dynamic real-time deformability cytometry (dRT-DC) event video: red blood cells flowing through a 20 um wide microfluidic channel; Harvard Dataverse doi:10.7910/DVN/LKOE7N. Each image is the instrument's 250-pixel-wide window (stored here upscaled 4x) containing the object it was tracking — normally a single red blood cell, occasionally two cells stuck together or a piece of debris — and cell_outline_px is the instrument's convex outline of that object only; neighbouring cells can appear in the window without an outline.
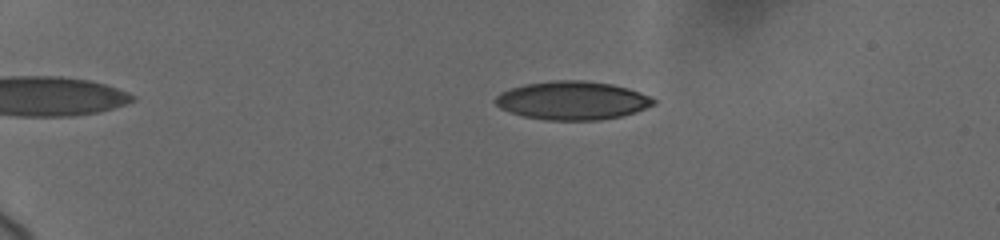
{"species": "human", "species_latin": "Homo sapiens", "temperature_condition": "cold", "stored_images_in_passage": 31, "camera_frame_rate_fps": 3000, "um_per_image_px": 0.085, "donor": {"sex": "female"}, "frame": {"image": 1, "passage_image": 6, "time_ms": 2.0, "image_size_px": [1000, 240], "cell_outline_px": [[656, 104], [636, 112], [620, 116], [600, 120], [544, 120], [524, 116], [500, 108], [492, 100], [500, 92], [524, 84], [556, 80], [584, 80], [612, 84], [628, 88], [652, 96], [656, 100]], "centroid_in_image_um": [48.67, 8.54], "position_along_channel_um": 36.3, "area_um2": 35.6}}
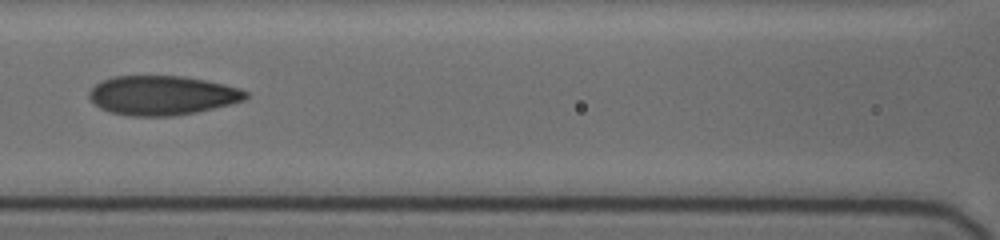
{"frame": {"image": 2, "passage_image": 20, "time_ms": 7.333, "image_size_px": [1000, 240], "cell_outline_px": [[248, 96], [244, 100], [232, 104], [196, 112], [172, 116], [132, 116], [108, 112], [100, 108], [88, 96], [88, 92], [96, 84], [112, 76], [180, 76], [204, 80], [224, 84], [240, 88], [248, 92]], "centroid_in_image_um": [13.79, 8.11], "position_along_channel_um": 152.8, "area_um2": 35.84}}
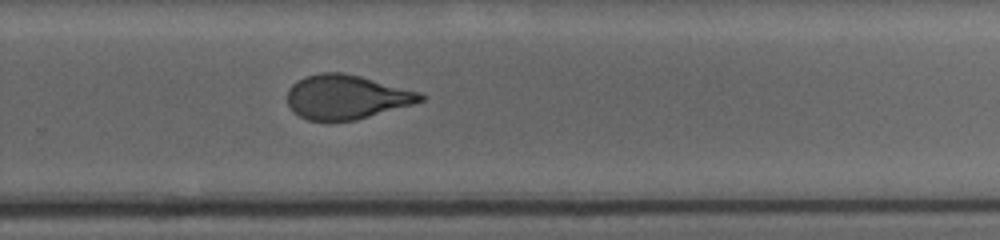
{"frame": {"image": 3, "passage_image": 30, "time_ms": 11.333, "image_size_px": [1000, 240], "cell_outline_px": [[424, 100], [412, 104], [356, 120], [308, 120], [292, 112], [288, 104], [288, 88], [296, 80], [304, 76], [320, 72], [340, 72], [360, 76], [420, 92], [424, 96]], "centroid_in_image_um": [29.4, 8.23], "position_along_channel_um": 300.4, "area_um2": 34.16}}